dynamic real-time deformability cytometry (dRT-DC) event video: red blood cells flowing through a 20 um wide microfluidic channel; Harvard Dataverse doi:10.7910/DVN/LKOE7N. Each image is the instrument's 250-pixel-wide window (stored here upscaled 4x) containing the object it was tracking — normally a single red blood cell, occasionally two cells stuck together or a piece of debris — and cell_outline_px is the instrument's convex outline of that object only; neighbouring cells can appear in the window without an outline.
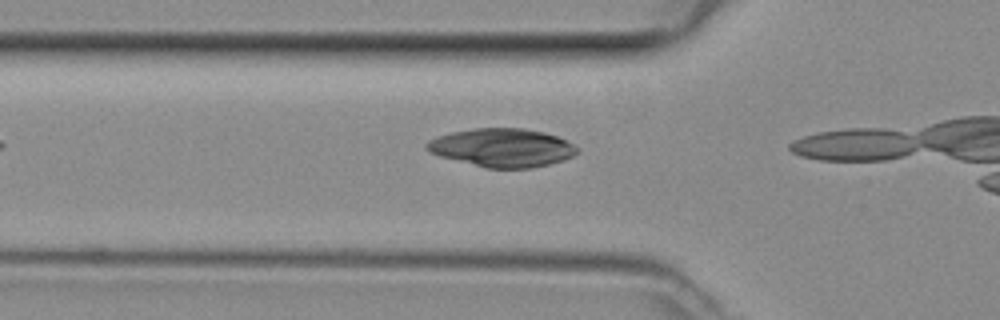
{"species": "common noctule bat (a hibernating species)", "species_latin": "Nyctalus noctula", "temperature_condition": "room temperature", "stored_images_in_passage": 7, "camera_frame_rate_fps": 3000, "um_per_image_px": 0.085, "animal": {"sex": "female", "body_mass_g": 29.2, "forearm_length_mm": 56.3}, "frame": {"image": 1, "passage_image": 6, "time_ms": 1.667, "image_size_px": [1000, 320], "cell_outline_px": [[580, 152], [564, 160], [532, 168], [488, 168], [440, 156], [428, 152], [424, 148], [424, 144], [428, 140], [452, 132], [472, 128], [524, 128], [544, 132], [556, 136], [580, 148]], "centroid_in_image_um": [42.68, 12.55], "position_along_channel_um": 83.1, "area_um2": 33.64}}